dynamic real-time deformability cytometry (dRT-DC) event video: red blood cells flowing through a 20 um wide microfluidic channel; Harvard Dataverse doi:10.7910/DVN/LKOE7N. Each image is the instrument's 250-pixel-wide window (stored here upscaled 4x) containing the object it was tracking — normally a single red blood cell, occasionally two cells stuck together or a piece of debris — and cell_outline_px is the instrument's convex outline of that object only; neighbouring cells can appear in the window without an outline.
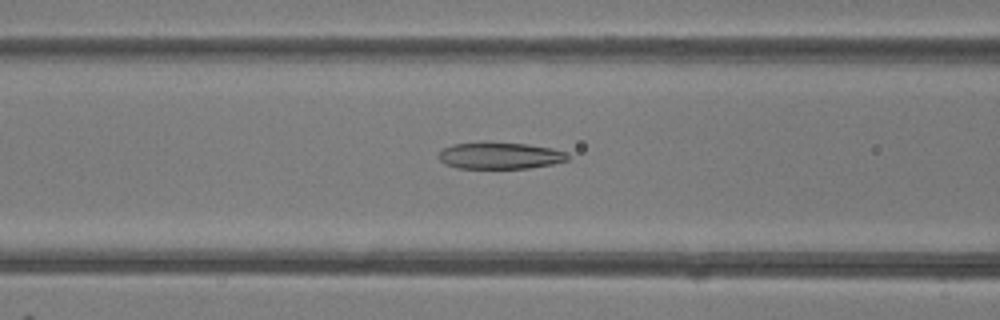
{"species": "common noctule bat (a hibernating species)", "species_latin": "Nyctalus noctula", "temperature_condition": "room temperature", "stored_images_in_passage": 43, "camera_frame_rate_fps": 3000, "um_per_image_px": 0.085, "animal": {"sex": "female"}, "frame": {"image": 1, "passage_image": 14, "time_ms": 4.333, "image_size_px": [1000, 320], "cell_outline_px": [[568, 160], [552, 164], [528, 168], [456, 168], [444, 164], [436, 156], [444, 148], [452, 144], [484, 140], [528, 144], [552, 148], [568, 152]], "centroid_in_image_um": [42.45, 13.2], "position_along_channel_um": 124.1, "area_um2": 20.69}}
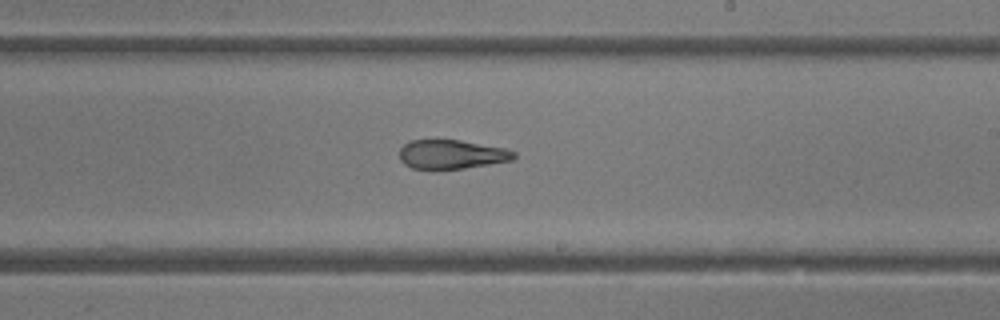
{"frame": {"image": 2, "passage_image": 23, "time_ms": 7.333, "image_size_px": [1000, 320], "cell_outline_px": [[516, 156], [512, 160], [464, 168], [432, 172], [412, 168], [404, 164], [400, 160], [400, 148], [408, 140], [460, 140], [504, 148], [516, 152]], "centroid_in_image_um": [38.32, 13.15], "position_along_channel_um": 250.7, "area_um2": 19.88}}
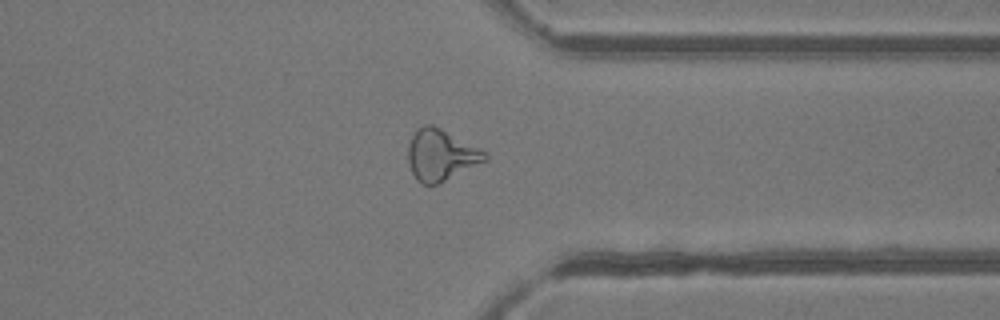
{"frame": {"image": 3, "passage_image": 32, "time_ms": 10.333, "image_size_px": [1000, 320], "cell_outline_px": [[488, 160], [436, 184], [420, 184], [416, 180], [408, 164], [408, 144], [416, 128], [424, 124], [432, 124], [488, 152]], "centroid_in_image_um": [37.46, 13.16], "position_along_channel_um": 373.9, "area_um2": 22.95}, "authors_computed_cell_mechanics": {"area_um2": 22.253, "velocity_mm_per_s": 4.2145, "shape_relaxation_time_tau1_ms": null, "shape_relaxation_time_tau2_ms": 1.3603, "deformation_change_tau1": null, "deformation_change_tau2": 0.101}}